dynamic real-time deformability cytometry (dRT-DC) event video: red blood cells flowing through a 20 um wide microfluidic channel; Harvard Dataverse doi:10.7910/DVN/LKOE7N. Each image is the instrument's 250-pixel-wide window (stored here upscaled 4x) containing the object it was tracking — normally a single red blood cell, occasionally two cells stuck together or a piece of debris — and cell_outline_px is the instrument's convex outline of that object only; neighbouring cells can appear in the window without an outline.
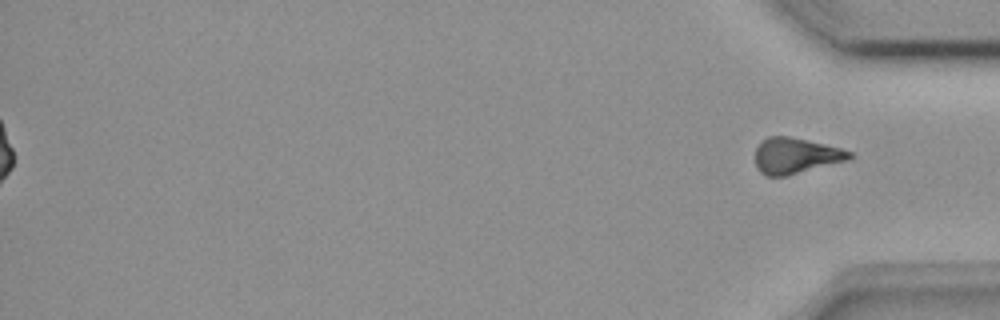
{"species": "common noctule bat (a hibernating species)", "species_latin": "Nyctalus noctula", "temperature_condition": "room temperature", "stored_images_in_passage": 46, "segment_of_instrument_passage": [2, 2], "camera_frame_rate_fps": 3000, "um_per_image_px": 0.085, "animal": {"sex": "female", "body_mass_g": 18.4}, "frame": {"image": 1, "passage_image": 46, "time_ms": 15.0, "image_size_px": [1000, 320], "cell_outline_px": [[856, 156], [852, 160], [788, 176], [764, 176], [756, 168], [756, 148], [768, 136], [788, 136], [840, 148], [852, 152]], "centroid_in_image_um": [67.69, 13.27], "position_along_channel_um": 367.5, "area_um2": 19.94}}